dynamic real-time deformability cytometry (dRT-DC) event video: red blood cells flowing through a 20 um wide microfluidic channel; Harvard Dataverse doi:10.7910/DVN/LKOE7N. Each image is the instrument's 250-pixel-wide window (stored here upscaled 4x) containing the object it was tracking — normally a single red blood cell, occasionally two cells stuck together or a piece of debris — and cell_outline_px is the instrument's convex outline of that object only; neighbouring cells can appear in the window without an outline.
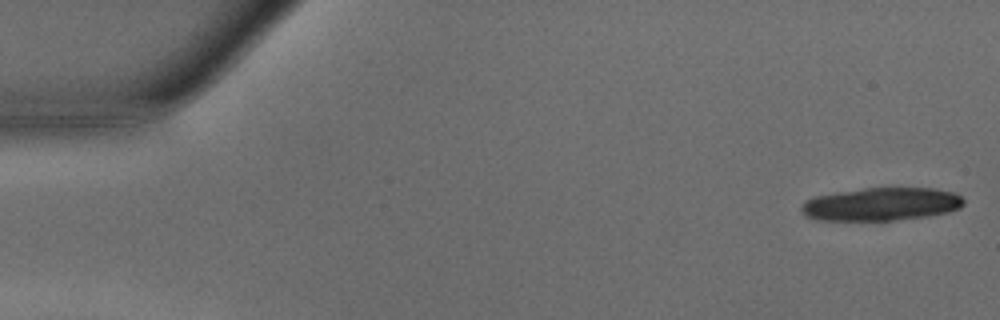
{"species": "common noctule bat (a hibernating species)", "species_latin": "Nyctalus noctula", "temperature_condition": "warm", "stored_images_in_passage": 20, "camera_frame_rate_fps": 3000, "um_per_image_px": 0.085, "animal": {"sex": "male", "body_mass_g": 15.6}, "frame": {"image": 1, "passage_image": 1, "time_ms": 0.0, "image_size_px": [1000, 320], "cell_outline_px": [[964, 204], [960, 208], [948, 212], [928, 216], [892, 220], [816, 220], [808, 216], [800, 208], [804, 200], [816, 196], [836, 192], [864, 188], [932, 188], [956, 192], [964, 200]], "centroid_in_image_um": [74.94, 17.34], "position_along_channel_um": 10.1, "area_um2": 31.27}}